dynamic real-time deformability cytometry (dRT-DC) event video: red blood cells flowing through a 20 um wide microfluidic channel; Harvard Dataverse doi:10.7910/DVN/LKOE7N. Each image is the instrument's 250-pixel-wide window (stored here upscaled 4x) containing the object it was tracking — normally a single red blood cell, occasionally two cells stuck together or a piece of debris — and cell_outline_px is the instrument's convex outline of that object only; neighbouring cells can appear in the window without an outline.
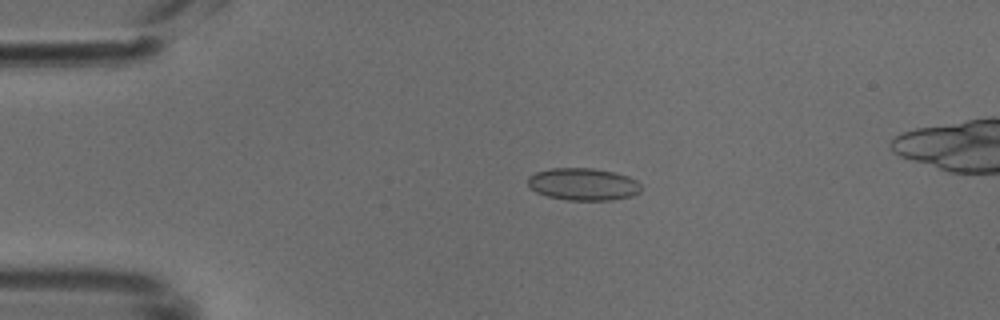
{"species": "common noctule bat (a hibernating species)", "species_latin": "Nyctalus noctula", "temperature_condition": "cold", "stored_images_in_passage": 39, "camera_frame_rate_fps": 3000, "um_per_image_px": 0.085, "animal": {"sex": "male", "body_mass_g": 18.8}, "frame": {"image": 1, "passage_image": 1, "time_ms": 0.0, "image_size_px": [1000, 320], "cell_outline_px": [[644, 188], [640, 192], [632, 196], [612, 200], [568, 200], [548, 196], [536, 192], [528, 184], [528, 176], [536, 172], [552, 168], [592, 168], [616, 172], [628, 176], [636, 180]], "centroid_in_image_um": [49.61, 15.65], "position_along_channel_um": 35.4, "area_um2": 21.44}}
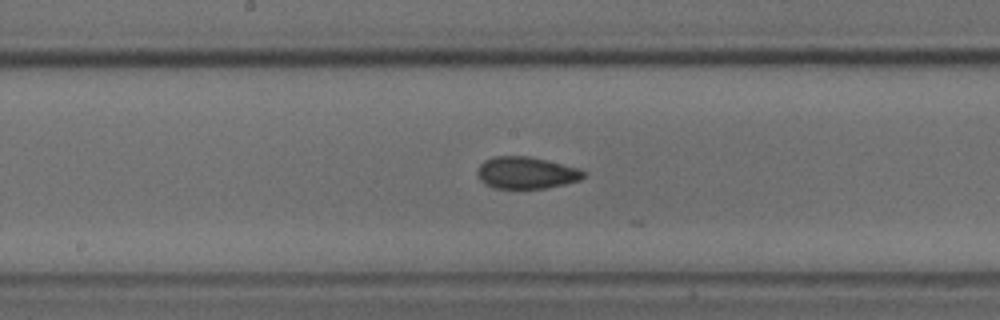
{"frame": {"image": 2, "passage_image": 16, "time_ms": 5.0, "image_size_px": [1000, 320], "cell_outline_px": [[584, 176], [580, 180], [564, 184], [544, 188], [496, 188], [484, 184], [480, 180], [476, 172], [480, 164], [484, 160], [492, 156], [528, 156], [580, 168], [584, 172]], "centroid_in_image_um": [44.7, 14.68], "position_along_channel_um": 203.5, "area_um2": 19.71}}
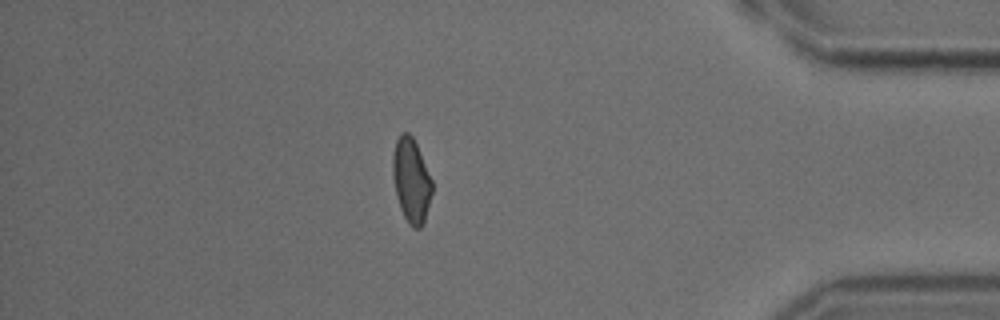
{"frame": {"image": 3, "passage_image": 33, "time_ms": 10.667, "image_size_px": [1000, 320], "cell_outline_px": [[432, 192], [424, 224], [420, 228], [412, 228], [408, 224], [400, 208], [396, 196], [392, 176], [392, 156], [396, 140], [400, 132], [408, 132], [412, 136], [416, 144], [432, 180]], "centroid_in_image_um": [34.94, 15.35], "position_along_channel_um": 400.3, "area_um2": 19.48}}